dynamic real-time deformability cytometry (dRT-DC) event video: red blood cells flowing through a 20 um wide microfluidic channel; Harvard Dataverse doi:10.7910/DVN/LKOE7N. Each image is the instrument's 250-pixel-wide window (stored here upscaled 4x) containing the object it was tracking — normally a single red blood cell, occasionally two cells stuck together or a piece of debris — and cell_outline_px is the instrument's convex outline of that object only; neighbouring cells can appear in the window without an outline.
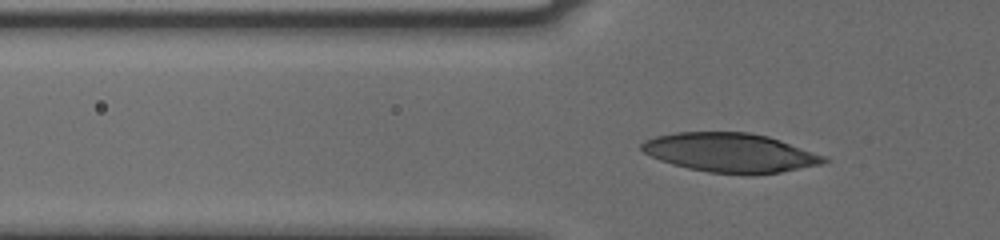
{"species": "human", "species_latin": "Homo sapiens", "temperature_condition": "cold", "stored_images_in_passage": 32, "camera_frame_rate_fps": 3000, "um_per_image_px": 0.085, "donor": {"sex": "male"}, "frame": {"image": 1, "passage_image": 2, "time_ms": 0.333, "image_size_px": [1000, 240], "cell_outline_px": [[828, 160], [820, 164], [780, 172], [708, 172], [688, 168], [672, 164], [660, 160], [644, 152], [640, 148], [640, 144], [644, 140], [656, 136], [676, 132], [748, 132], [768, 136], [780, 140], [824, 156]], "centroid_in_image_um": [62.0, 12.94], "position_along_channel_um": 63.8, "area_um2": 40.52}}
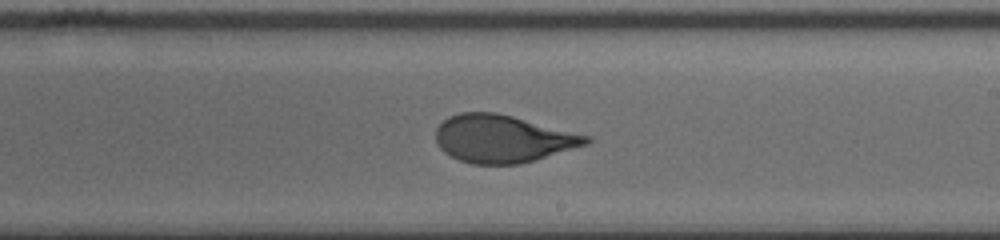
{"frame": {"image": 2, "passage_image": 17, "time_ms": 5.333, "image_size_px": [1000, 240], "cell_outline_px": [[592, 140], [588, 144], [536, 160], [520, 164], [472, 164], [460, 160], [444, 152], [440, 148], [436, 140], [436, 128], [448, 116], [460, 112], [496, 112], [592, 136]], "centroid_in_image_um": [42.75, 11.79], "position_along_channel_um": 246.3, "area_um2": 41.79}}
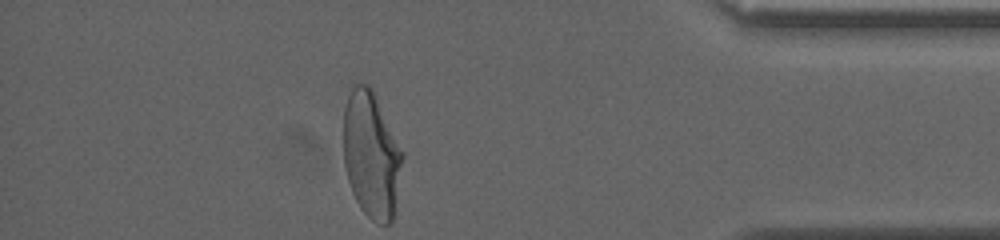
{"frame": {"image": 3, "passage_image": 32, "time_ms": 10.333, "image_size_px": [1000, 240], "cell_outline_px": [[404, 156], [392, 220], [388, 224], [376, 224], [360, 208], [352, 192], [348, 180], [344, 164], [344, 108], [352, 84], [368, 84], [372, 88], [404, 152]], "centroid_in_image_um": [31.56, 13.14], "position_along_channel_um": 403.6, "area_um2": 43.52}, "authors_computed_cell_mechanics": {"area_um2": 42.483, "velocity_mm_per_s": 3.7707, "shape_relaxation_time_tau1_ms": 4.7717, "shape_relaxation_time_tau2_ms": 0.6353, "deformation_change_tau1": 0.1883, "deformation_change_tau2": 0.0595}}